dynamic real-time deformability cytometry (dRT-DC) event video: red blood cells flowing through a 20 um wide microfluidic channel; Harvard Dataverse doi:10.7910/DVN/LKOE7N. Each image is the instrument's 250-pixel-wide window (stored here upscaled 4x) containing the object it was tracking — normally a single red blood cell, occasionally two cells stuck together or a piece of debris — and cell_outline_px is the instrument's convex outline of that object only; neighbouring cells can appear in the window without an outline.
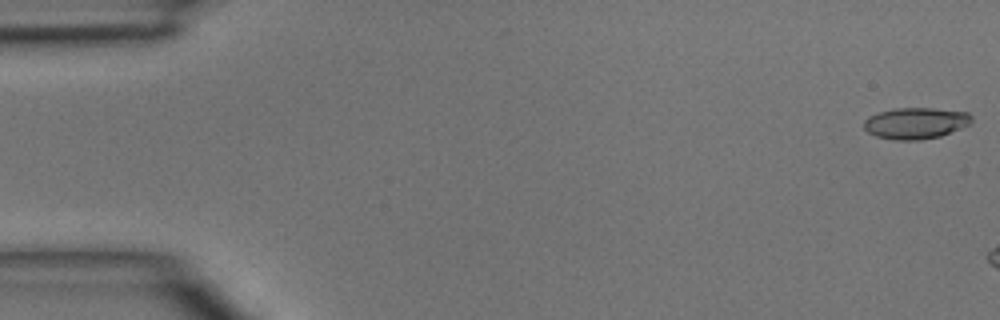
{"species": "common noctule bat (a hibernating species)", "species_latin": "Nyctalus noctula", "temperature_condition": "room temperature", "stored_images_in_passage": 9, "camera_frame_rate_fps": 3000, "um_per_image_px": 0.085, "animal": {"sex": "male", "body_mass_g": 15.6}, "frame": {"image": 1, "passage_image": 1, "time_ms": 0.0, "image_size_px": [1000, 320], "cell_outline_px": [[972, 124], [940, 136], [920, 140], [892, 140], [876, 136], [868, 132], [864, 128], [864, 120], [868, 116], [892, 108], [932, 108], [968, 112], [972, 116]], "centroid_in_image_um": [77.84, 10.47], "position_along_channel_um": 7.2, "area_um2": 19.83}}